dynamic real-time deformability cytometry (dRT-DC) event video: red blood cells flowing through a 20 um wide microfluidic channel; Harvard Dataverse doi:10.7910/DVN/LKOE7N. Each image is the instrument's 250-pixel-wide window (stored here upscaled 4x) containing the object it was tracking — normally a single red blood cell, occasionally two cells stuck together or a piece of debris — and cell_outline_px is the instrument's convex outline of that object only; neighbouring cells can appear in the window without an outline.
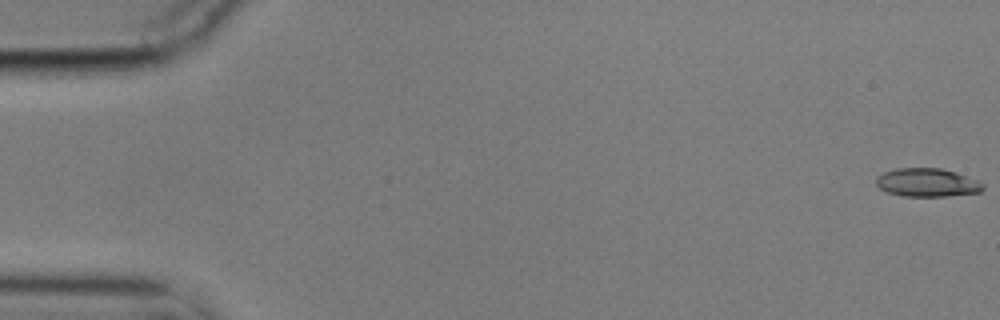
{"species": "common noctule bat (a hibernating species)", "species_latin": "Nyctalus noctula", "temperature_condition": "cold", "stored_images_in_passage": 57, "camera_frame_rate_fps": 3000, "um_per_image_px": 0.085, "animal": {"sex": "male", "body_mass_g": 17.9}, "frame": {"image": 1, "passage_image": 1, "time_ms": 0.0, "image_size_px": [1000, 320], "cell_outline_px": [[984, 188], [980, 192], [948, 196], [904, 196], [888, 192], [880, 188], [876, 184], [876, 176], [884, 172], [896, 168], [940, 168], [956, 172], [980, 180], [984, 184]], "centroid_in_image_um": [78.84, 15.51], "position_along_channel_um": 6.2, "area_um2": 17.8}}
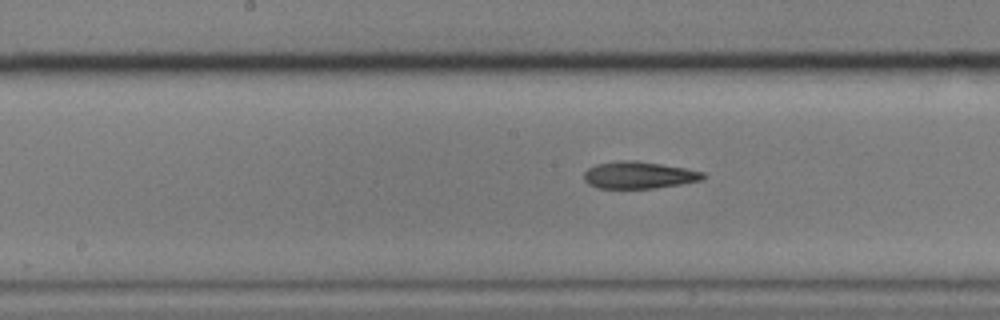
{"frame": {"image": 2, "passage_image": 29, "time_ms": 9.333, "image_size_px": [1000, 320], "cell_outline_px": [[704, 176], [700, 180], [680, 184], [652, 188], [600, 188], [588, 184], [584, 180], [584, 172], [588, 168], [596, 164], [620, 160], [636, 160], [684, 168], [704, 172]], "centroid_in_image_um": [54.25, 14.87], "position_along_channel_um": 194.0, "area_um2": 18.55}}
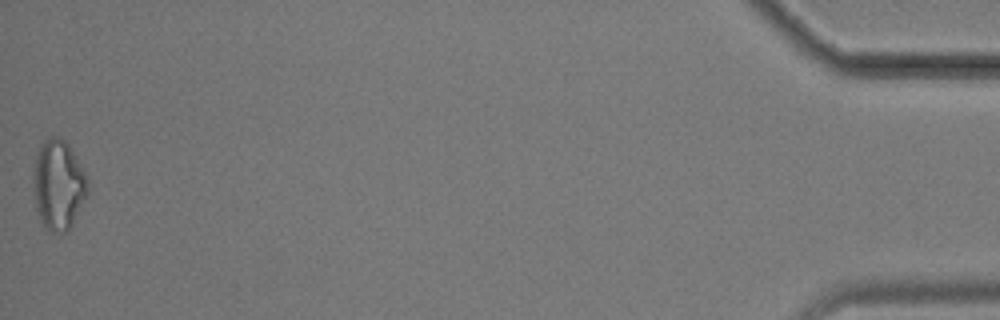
{"frame": {"image": 3, "passage_image": 57, "time_ms": 18.667, "image_size_px": [1000, 320], "cell_outline_px": [[88, 196], [72, 224], [64, 232], [52, 232], [40, 224], [36, 208], [32, 188], [32, 172], [36, 156], [40, 144], [48, 136], [56, 136], [64, 140], [68, 144], [88, 176]], "centroid_in_image_um": [4.95, 15.7], "position_along_channel_um": 430.3, "area_um2": 29.07}, "authors_computed_cell_mechanics": {"area_um2": 18.8428, "velocity_mm_per_s": 3.5374, "shape_relaxation_time_tau1_ms": 8.4864, "shape_relaxation_time_tau2_ms": null, "deformation_change_tau1": 0.1966, "deformation_change_tau2": null}}